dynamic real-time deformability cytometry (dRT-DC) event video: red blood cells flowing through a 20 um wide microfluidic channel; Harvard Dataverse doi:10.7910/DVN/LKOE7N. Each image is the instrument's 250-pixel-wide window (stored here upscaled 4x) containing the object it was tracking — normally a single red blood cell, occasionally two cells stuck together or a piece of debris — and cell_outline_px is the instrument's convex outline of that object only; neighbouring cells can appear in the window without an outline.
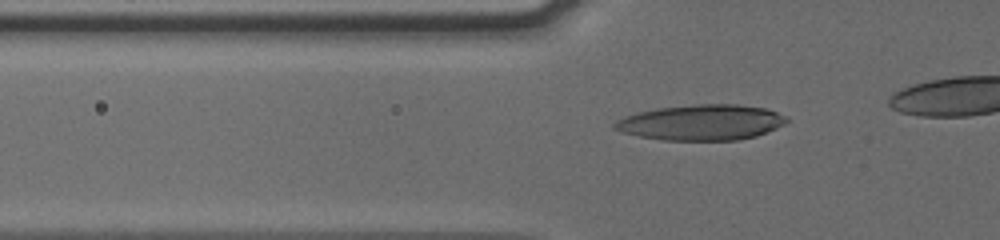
{"species": "human", "species_latin": "Homo sapiens", "temperature_condition": "cold", "stored_images_in_passage": 41, "camera_frame_rate_fps": 3000, "um_per_image_px": 0.085, "donor": {"sex": "male"}, "frame": {"image": 1, "passage_image": 12, "time_ms": 3.667, "image_size_px": [1000, 240], "cell_outline_px": [[788, 120], [784, 124], [776, 128], [756, 136], [736, 140], [664, 140], [640, 136], [624, 132], [612, 128], [612, 124], [616, 120], [624, 116], [640, 112], [660, 108], [696, 104], [740, 104], [764, 108], [776, 112], [784, 116]], "centroid_in_image_um": [59.61, 10.4], "position_along_channel_um": 66.2, "area_um2": 35.37}}
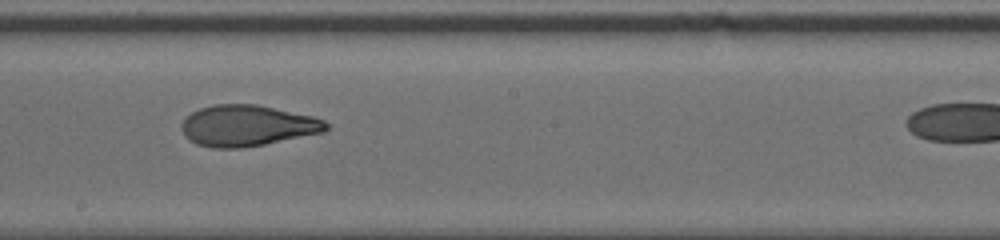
{"frame": {"image": 2, "passage_image": 25, "time_ms": 8.0, "image_size_px": [1000, 240], "cell_outline_px": [[328, 128], [324, 132], [264, 144], [240, 148], [212, 148], [196, 144], [188, 140], [184, 136], [180, 128], [180, 124], [192, 112], [200, 108], [212, 104], [256, 104], [312, 116], [324, 120], [328, 124]], "centroid_in_image_um": [20.98, 10.68], "position_along_channel_um": 227.2, "area_um2": 34.62}}
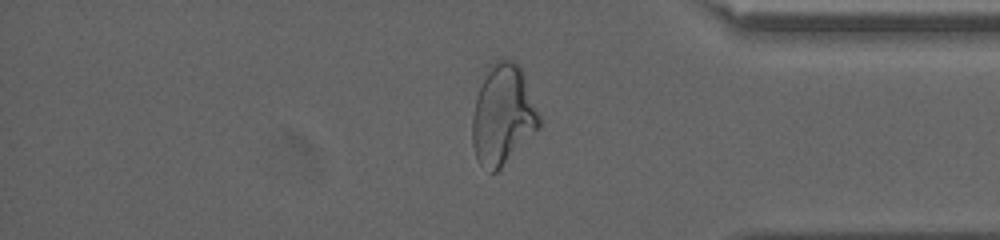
{"frame": {"image": 3, "passage_image": 39, "time_ms": 12.667, "image_size_px": [1000, 240], "cell_outline_px": [[540, 128], [496, 172], [488, 172], [476, 160], [472, 144], [472, 116], [476, 96], [488, 72], [496, 60], [512, 60], [520, 68], [524, 76], [540, 116]], "centroid_in_image_um": [42.73, 9.83], "position_along_channel_um": 392.5, "area_um2": 38.44}}